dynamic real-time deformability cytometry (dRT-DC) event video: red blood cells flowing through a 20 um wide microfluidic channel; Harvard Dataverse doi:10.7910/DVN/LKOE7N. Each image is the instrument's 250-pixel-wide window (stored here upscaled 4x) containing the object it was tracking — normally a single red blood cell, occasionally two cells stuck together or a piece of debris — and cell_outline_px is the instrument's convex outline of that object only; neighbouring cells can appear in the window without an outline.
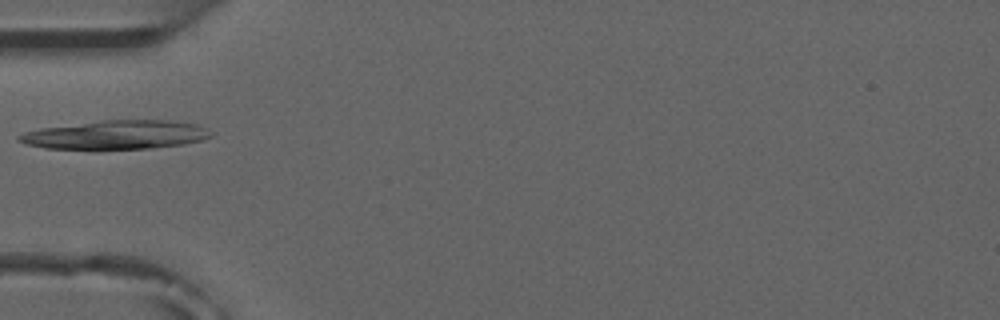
{"species": "common noctule bat (a hibernating species)", "species_latin": "Nyctalus noctula", "temperature_condition": "room temperature", "stored_images_in_passage": 1, "camera_frame_rate_fps": 3000, "um_per_image_px": 0.085, "animal": {"sex": "male", "forearm_length_mm": 52.5}, "frame": {"image": 1, "passage_image": 1, "time_ms": 0.0, "image_size_px": [1000, 320], "cell_outline_px": [[212, 136], [200, 140], [184, 144], [152, 148], [44, 148], [28, 144], [16, 140], [16, 136], [24, 132], [40, 128], [104, 120], [168, 120], [196, 124], [212, 132]], "centroid_in_image_um": [9.85, 11.45], "position_along_channel_um": 75.1, "area_um2": 31.73}}